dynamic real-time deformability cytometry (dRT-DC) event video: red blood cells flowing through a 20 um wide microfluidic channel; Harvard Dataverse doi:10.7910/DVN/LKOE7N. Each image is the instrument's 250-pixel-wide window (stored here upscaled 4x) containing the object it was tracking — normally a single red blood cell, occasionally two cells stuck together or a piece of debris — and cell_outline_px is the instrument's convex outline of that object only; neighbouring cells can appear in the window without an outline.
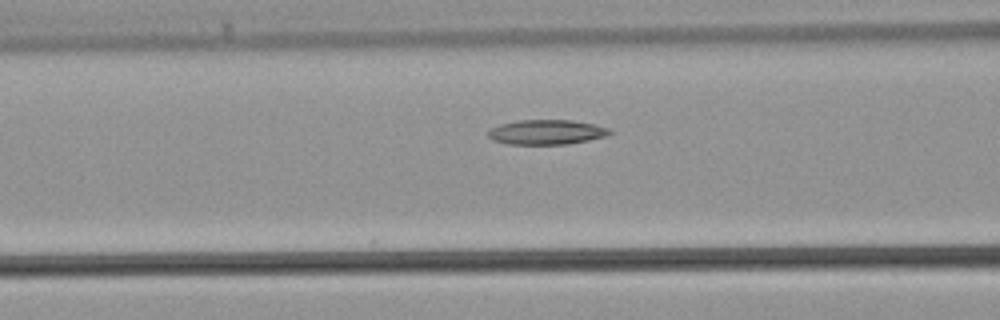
{"species": "common noctule bat (a hibernating species)", "species_latin": "Nyctalus noctula", "temperature_condition": "warm", "stored_images_in_passage": 12, "camera_frame_rate_fps": 3000, "um_per_image_px": 0.085, "animal": {"sex": "male", "body_mass_g": 21.5, "forearm_length_mm": 52.0}, "frame": {"image": 1, "passage_image": 7, "time_ms": 2.0, "image_size_px": [1000, 320], "cell_outline_px": [[612, 132], [608, 136], [568, 144], [508, 144], [492, 140], [488, 136], [488, 128], [500, 124], [520, 120], [572, 120], [592, 124], [608, 128]], "centroid_in_image_um": [46.42, 11.23], "position_along_channel_um": 120.2, "area_um2": 17.57}}